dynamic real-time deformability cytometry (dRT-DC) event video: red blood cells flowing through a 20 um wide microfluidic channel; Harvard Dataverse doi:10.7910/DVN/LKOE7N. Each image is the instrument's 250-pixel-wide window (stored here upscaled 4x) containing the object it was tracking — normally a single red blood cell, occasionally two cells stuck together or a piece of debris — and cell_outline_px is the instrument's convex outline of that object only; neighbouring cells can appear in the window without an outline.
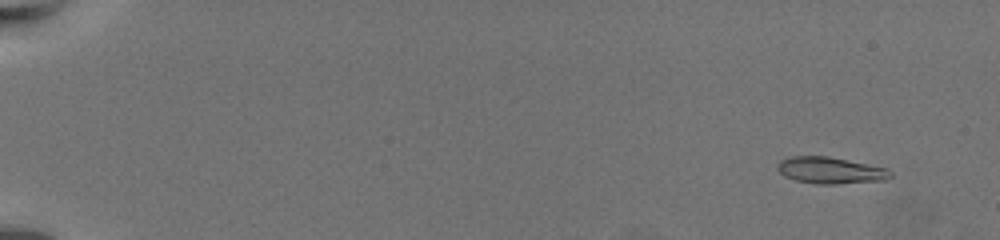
{"species": "common noctule bat (a hibernating species)", "species_latin": "Nyctalus noctula", "temperature_condition": "warm", "stored_images_in_passage": 65, "camera_frame_rate_fps": 3000, "um_per_image_px": 0.085, "animal": {"sex": "female", "body_mass_g": 19.5, "forearm_length_mm": 54.1}, "frame": {"image": 1, "passage_image": 6, "time_ms": 1.667, "image_size_px": [1000, 240], "cell_outline_px": [[892, 176], [884, 180], [836, 184], [816, 184], [796, 180], [784, 176], [776, 168], [776, 164], [780, 160], [792, 156], [828, 156], [888, 168], [892, 172]], "centroid_in_image_um": [70.57, 14.48], "position_along_channel_um": 14.4, "area_um2": 17.57}}
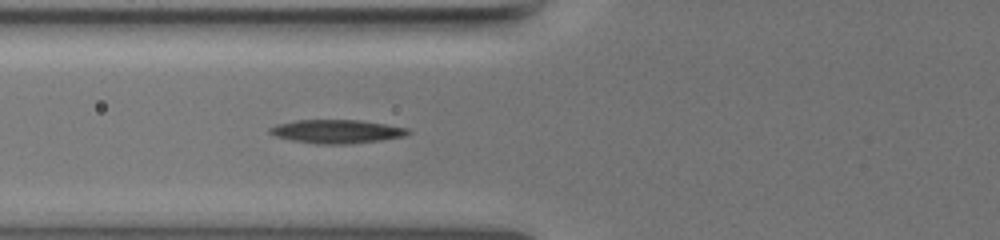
{"frame": {"image": 2, "passage_image": 29, "time_ms": 9.333, "image_size_px": [1000, 240], "cell_outline_px": [[412, 132], [404, 136], [380, 140], [352, 144], [316, 144], [292, 140], [276, 136], [268, 132], [268, 128], [276, 124], [296, 120], [356, 120], [384, 124], [408, 128]], "centroid_in_image_um": [28.59, 11.18], "position_along_channel_um": 97.2, "area_um2": 18.96}}
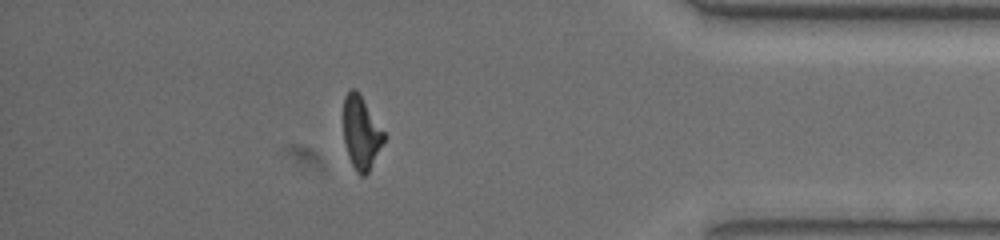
{"frame": {"image": 3, "passage_image": 58, "time_ms": 19.0, "image_size_px": [1000, 240], "cell_outline_px": [[388, 136], [368, 172], [364, 176], [360, 176], [356, 172], [348, 156], [344, 140], [344, 96], [352, 88], [356, 88]], "centroid_in_image_um": [30.73, 11.28], "position_along_channel_um": 404.5, "area_um2": 17.4}, "authors_computed_cell_mechanics": {"area_um2": 17.9758, "velocity_mm_per_s": 3.4586, "shape_relaxation_time_tau1_ms": 5.4035, "shape_relaxation_time_tau2_ms": 4.1448, "deformation_change_tau1": 0.2008, "deformation_change_tau2": 0.117}}